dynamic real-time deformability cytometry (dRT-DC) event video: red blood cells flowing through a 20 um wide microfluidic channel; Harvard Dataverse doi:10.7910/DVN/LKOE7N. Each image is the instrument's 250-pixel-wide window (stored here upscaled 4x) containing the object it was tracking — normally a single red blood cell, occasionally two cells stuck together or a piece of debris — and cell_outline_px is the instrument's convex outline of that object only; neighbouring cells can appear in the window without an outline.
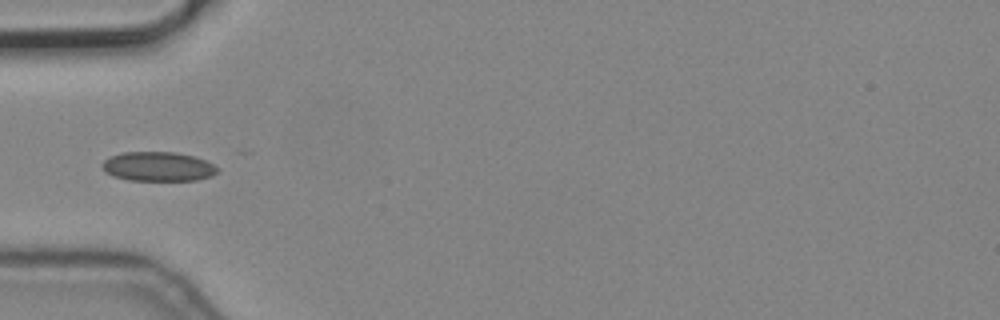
{"species": "common noctule bat (a hibernating species)", "species_latin": "Nyctalus noctula", "temperature_condition": "cold", "stored_images_in_passage": 10, "camera_frame_rate_fps": 3000, "um_per_image_px": 0.085, "animal": {"sex": "male", "body_mass_g": 19.2, "forearm_length_mm": 51.8}, "frame": {"image": 1, "passage_image": 6, "time_ms": 1.667, "image_size_px": [1000, 320], "cell_outline_px": [[216, 172], [212, 176], [196, 180], [128, 180], [112, 176], [104, 172], [100, 164], [104, 160], [112, 156], [124, 152], [176, 152], [196, 156], [212, 164], [216, 168]], "centroid_in_image_um": [13.39, 14.15], "position_along_channel_um": 71.6, "area_um2": 19.71}}
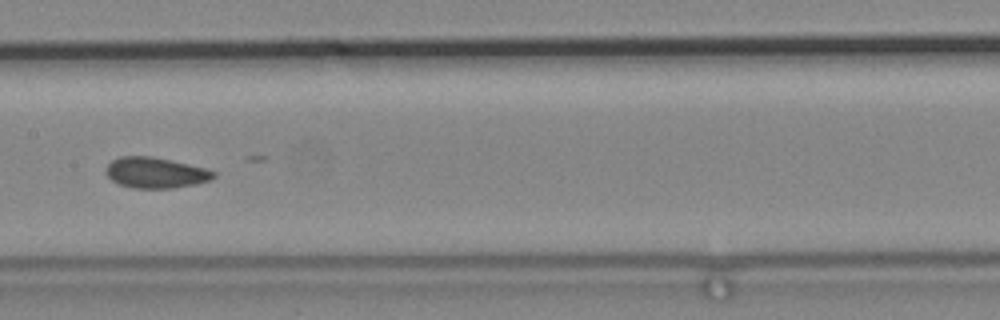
{"frame": {"image": 2, "passage_image": 9, "time_ms": 2.667, "image_size_px": [1000, 320], "cell_outline_px": [[216, 176], [208, 180], [196, 184], [172, 188], [132, 188], [120, 184], [112, 180], [104, 172], [108, 164], [112, 160], [120, 156], [152, 156], [188, 164], [204, 168], [216, 172]], "centroid_in_image_um": [13.2, 14.68], "position_along_channel_um": 194.2, "area_um2": 19.19}}
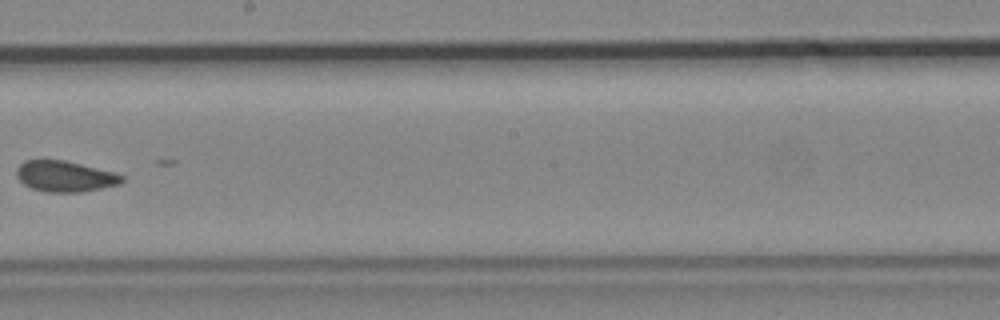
{"frame": {"image": 3, "passage_image": 10, "time_ms": 3.0, "image_size_px": [1000, 320], "cell_outline_px": [[124, 180], [120, 184], [80, 192], [44, 192], [32, 188], [24, 184], [16, 176], [16, 168], [24, 160], [64, 160], [112, 172], [124, 176]], "centroid_in_image_um": [5.49, 14.99], "position_along_channel_um": 242.7, "area_um2": 18.79}}